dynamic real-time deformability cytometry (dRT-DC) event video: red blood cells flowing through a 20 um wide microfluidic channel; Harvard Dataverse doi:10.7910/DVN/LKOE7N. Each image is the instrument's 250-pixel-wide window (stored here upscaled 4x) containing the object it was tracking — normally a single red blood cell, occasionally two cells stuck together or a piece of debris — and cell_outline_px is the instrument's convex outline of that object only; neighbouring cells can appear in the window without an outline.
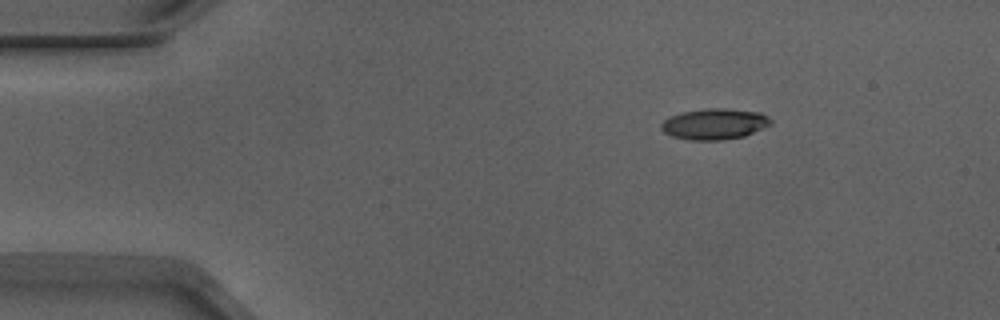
{"species": "Egyptian fruit bat (a non-hibernating species)", "species_latin": "Rousettus aegyptiacus", "temperature_condition": "warm", "stored_images_in_passage": 46, "camera_frame_rate_fps": 3000, "um_per_image_px": 0.085, "animal": {"sex": "male"}, "frame": {"image": 1, "passage_image": 1, "time_ms": 0.0, "image_size_px": [1000, 320], "cell_outline_px": [[772, 124], [744, 136], [720, 140], [688, 140], [672, 136], [664, 132], [660, 128], [660, 124], [668, 116], [684, 112], [708, 108], [724, 108], [760, 112], [768, 116], [772, 120]], "centroid_in_image_um": [60.72, 10.54], "position_along_channel_um": 24.3, "area_um2": 19.77}}
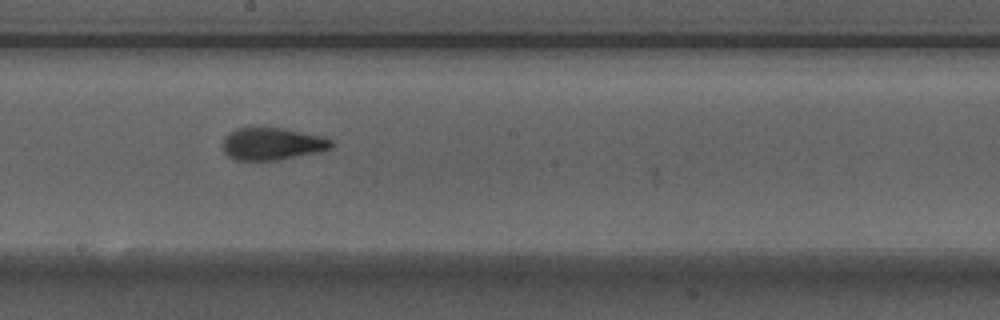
{"frame": {"image": 2, "passage_image": 22, "time_ms": 7.0, "image_size_px": [1000, 320], "cell_outline_px": [[332, 144], [328, 148], [320, 152], [276, 160], [236, 160], [228, 156], [224, 152], [224, 136], [236, 128], [284, 128], [324, 136], [332, 140]], "centroid_in_image_um": [23.14, 12.22], "position_along_channel_um": 225.1, "area_um2": 20.35}}
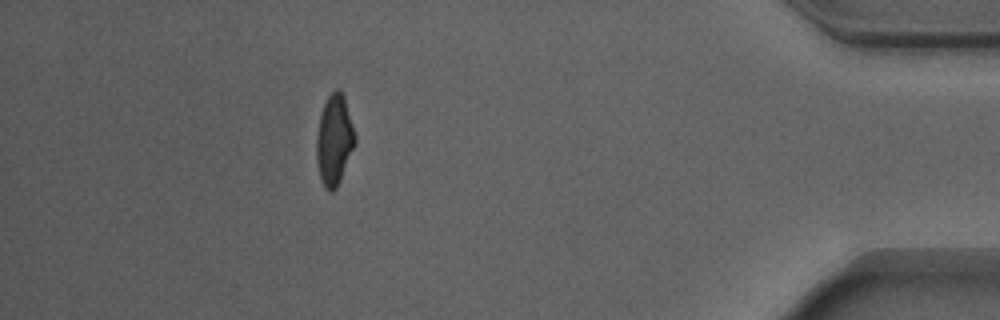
{"frame": {"image": 3, "passage_image": 40, "time_ms": 13.0, "image_size_px": [1000, 320], "cell_outline_px": [[356, 144], [340, 180], [336, 188], [332, 192], [328, 192], [324, 188], [320, 180], [316, 160], [316, 136], [320, 116], [324, 104], [328, 96], [336, 88], [340, 88], [344, 96], [356, 136]], "centroid_in_image_um": [28.41, 11.92], "position_along_channel_um": 406.8, "area_um2": 20.52}, "authors_computed_cell_mechanics": {"area_um2": 19.9121, "velocity_mm_per_s": 3.9208, "shape_relaxation_time_tau1_ms": 2.9558, "shape_relaxation_time_tau2_ms": 1.3586, "deformation_change_tau1": 0.174, "deformation_change_tau2": 0.0977}}